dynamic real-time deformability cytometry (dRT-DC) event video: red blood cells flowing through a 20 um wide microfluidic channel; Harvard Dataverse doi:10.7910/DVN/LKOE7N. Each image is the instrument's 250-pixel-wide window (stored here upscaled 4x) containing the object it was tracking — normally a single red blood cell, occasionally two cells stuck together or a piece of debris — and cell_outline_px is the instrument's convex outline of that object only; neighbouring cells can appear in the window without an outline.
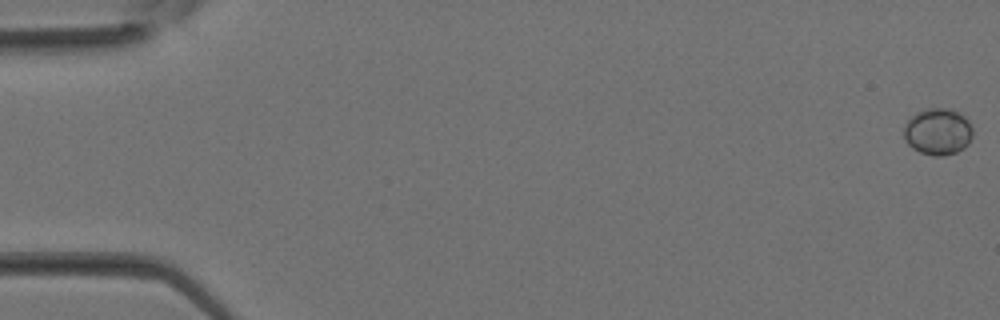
{"species": "Egyptian fruit bat (a non-hibernating species)", "species_latin": "Rousettus aegyptiacus", "temperature_condition": "room temperature", "stored_images_in_passage": 37, "camera_frame_rate_fps": 3000, "um_per_image_px": 0.085, "animal": {"sex": "female"}, "frame": {"image": 1, "passage_image": 1, "time_ms": 0.0, "image_size_px": [1000, 320], "cell_outline_px": [[972, 136], [968, 144], [964, 148], [956, 152], [944, 156], [932, 156], [920, 152], [912, 148], [908, 144], [904, 136], [904, 128], [908, 116], [924, 108], [952, 108], [964, 116], [968, 120], [972, 128]], "centroid_in_image_um": [79.7, 11.17], "position_along_channel_um": 5.3, "area_um2": 19.07}}
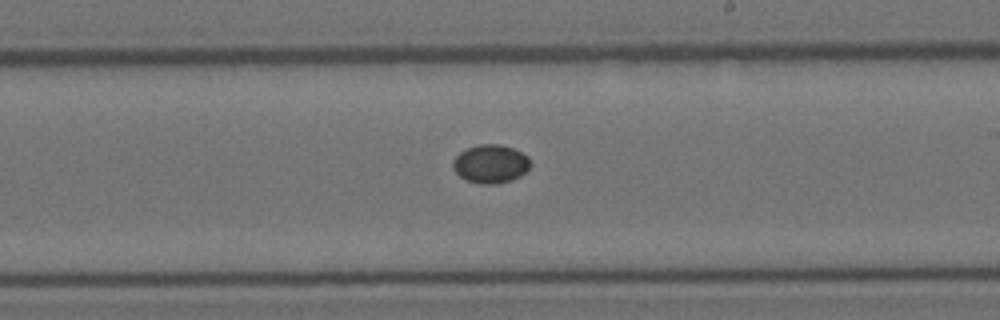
{"frame": {"image": 2, "passage_image": 22, "time_ms": 7.0, "image_size_px": [1000, 320], "cell_outline_px": [[532, 164], [520, 176], [512, 180], [496, 184], [480, 184], [464, 180], [452, 168], [452, 160], [460, 152], [468, 148], [480, 144], [500, 144], [512, 148], [528, 156]], "centroid_in_image_um": [41.69, 13.94], "position_along_channel_um": 247.3, "area_um2": 17.46}}
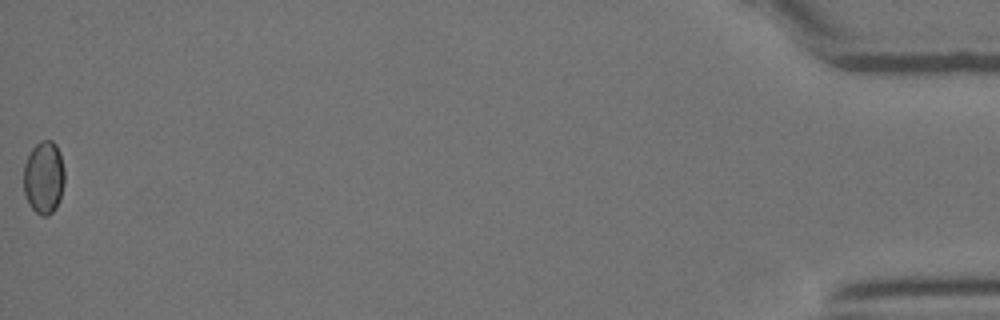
{"frame": {"image": 3, "passage_image": 37, "time_ms": 12.0, "image_size_px": [1000, 320], "cell_outline_px": [[64, 180], [60, 200], [56, 208], [48, 216], [40, 216], [28, 204], [24, 192], [24, 164], [32, 148], [40, 140], [52, 140], [56, 144], [60, 152], [64, 168]], "centroid_in_image_um": [3.73, 15.09], "position_along_channel_um": 431.5, "area_um2": 17.57}}